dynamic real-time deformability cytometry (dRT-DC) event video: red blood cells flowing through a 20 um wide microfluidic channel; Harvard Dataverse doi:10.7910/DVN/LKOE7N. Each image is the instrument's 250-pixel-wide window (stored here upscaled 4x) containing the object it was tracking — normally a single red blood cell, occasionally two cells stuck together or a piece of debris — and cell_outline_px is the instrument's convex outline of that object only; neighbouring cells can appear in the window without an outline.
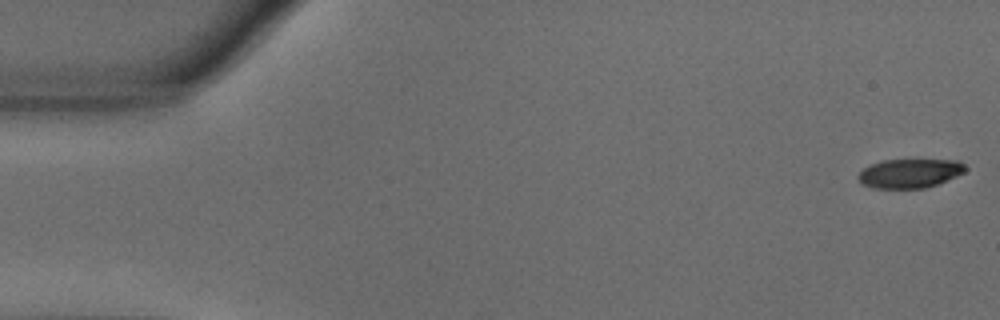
{"species": "common noctule bat (a hibernating species)", "species_latin": "Nyctalus noctula", "temperature_condition": "warm", "stored_images_in_passage": 55, "camera_frame_rate_fps": 3000, "um_per_image_px": 0.085, "animal": {"sex": "male", "body_mass_g": 18.8}, "frame": {"image": 1, "passage_image": 1, "time_ms": 0.0, "image_size_px": [1000, 320], "cell_outline_px": [[968, 168], [964, 172], [956, 176], [936, 184], [924, 188], [872, 188], [864, 184], [856, 176], [868, 164], [880, 160], [960, 160]], "centroid_in_image_um": [77.32, 14.72], "position_along_channel_um": 7.7, "area_um2": 18.15}}
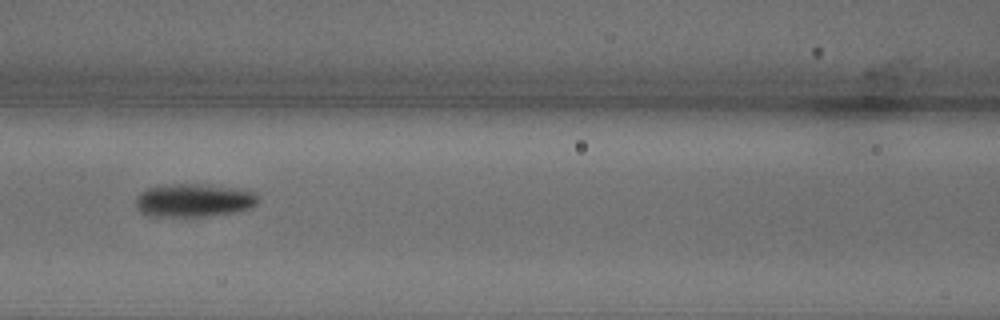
{"frame": {"image": 2, "passage_image": 24, "time_ms": 7.667, "image_size_px": [1000, 320], "cell_outline_px": [[260, 200], [256, 204], [248, 208], [236, 212], [212, 216], [148, 216], [140, 212], [136, 208], [136, 196], [144, 188], [164, 184], [208, 184], [256, 192]], "centroid_in_image_um": [16.44, 17.02], "position_along_channel_um": 150.2, "area_um2": 24.04}}
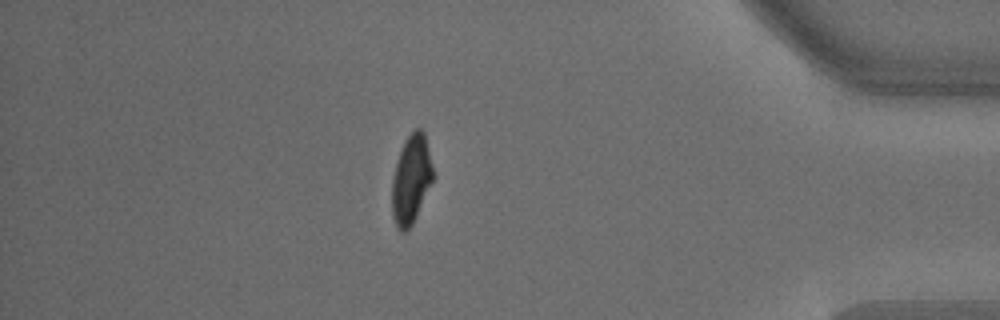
{"frame": {"image": 3, "passage_image": 48, "time_ms": 15.667, "image_size_px": [1000, 320], "cell_outline_px": [[436, 176], [412, 224], [404, 232], [400, 232], [396, 228], [392, 216], [392, 180], [396, 164], [404, 140], [412, 128], [420, 128], [424, 132]], "centroid_in_image_um": [34.97, 15.23], "position_along_channel_um": 400.2, "area_um2": 21.62}, "authors_computed_cell_mechanics": {"area_um2": 21.9062, "velocity_mm_per_s": 3.622, "shape_relaxation_time_tau1_ms": 3.6815, "shape_relaxation_time_tau2_ms": 2.7241, "deformation_change_tau1": 0.1661, "deformation_change_tau2": 0.0817}}